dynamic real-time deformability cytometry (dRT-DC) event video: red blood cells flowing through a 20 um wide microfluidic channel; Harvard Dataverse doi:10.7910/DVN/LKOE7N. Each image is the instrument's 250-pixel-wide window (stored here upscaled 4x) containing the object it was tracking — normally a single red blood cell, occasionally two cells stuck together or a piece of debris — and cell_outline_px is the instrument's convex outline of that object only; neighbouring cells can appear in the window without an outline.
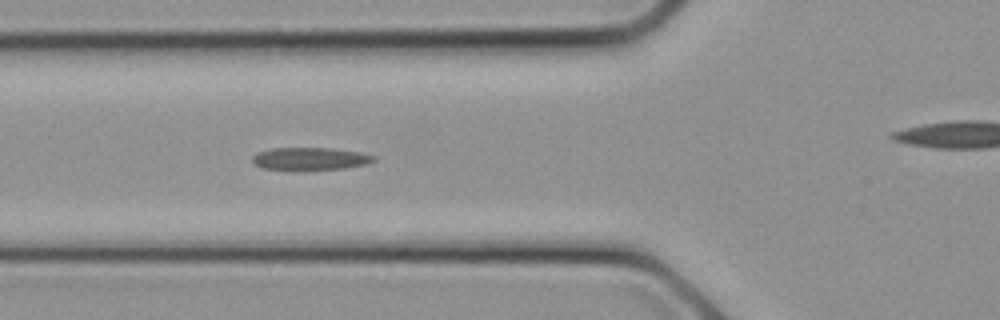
{"species": "common noctule bat (a hibernating species)", "species_latin": "Nyctalus noctula", "temperature_condition": "cold", "stored_images_in_passage": 11, "segment_of_instrument_passage": [1, 2], "camera_frame_rate_fps": 3000, "um_per_image_px": 0.085, "animal": {"sex": "female", "body_mass_g": 21.9}, "frame": {"image": 1, "passage_image": 10, "time_ms": 3.0, "image_size_px": [1000, 320], "cell_outline_px": [[376, 160], [368, 164], [344, 168], [260, 168], [252, 164], [252, 156], [256, 152], [272, 148], [332, 148], [360, 152], [376, 156]], "centroid_in_image_um": [26.37, 13.46], "position_along_channel_um": 99.4, "area_um2": 15.61}}